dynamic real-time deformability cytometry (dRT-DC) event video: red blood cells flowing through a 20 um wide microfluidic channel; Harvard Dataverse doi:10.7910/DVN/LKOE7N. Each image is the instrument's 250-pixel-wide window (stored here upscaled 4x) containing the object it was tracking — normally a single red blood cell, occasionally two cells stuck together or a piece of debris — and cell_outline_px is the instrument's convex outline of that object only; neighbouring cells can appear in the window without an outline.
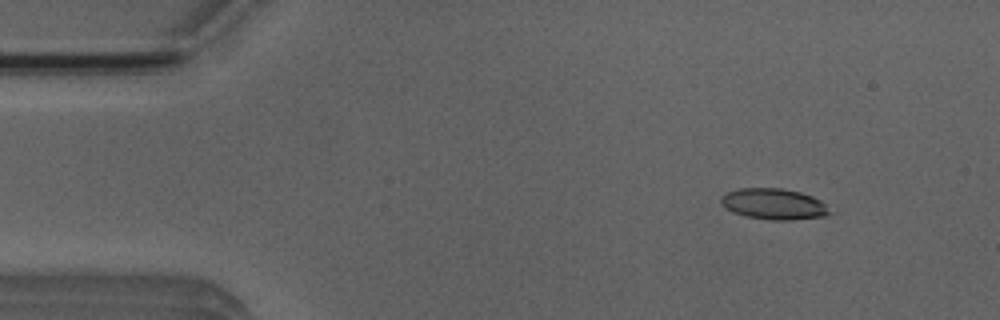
{"species": "Egyptian fruit bat (a non-hibernating species)", "species_latin": "Rousettus aegyptiacus", "temperature_condition": "room temperature", "stored_images_in_passage": 49, "camera_frame_rate_fps": 3000, "um_per_image_px": 0.085, "animal": {"sex": "male"}, "frame": {"image": 1, "passage_image": 6, "time_ms": 1.667, "image_size_px": [1000, 320], "cell_outline_px": [[832, 212], [824, 216], [792, 220], [772, 220], [744, 216], [732, 212], [720, 204], [720, 196], [728, 192], [740, 188], [780, 188], [800, 192], [812, 196], [820, 200]], "centroid_in_image_um": [65.74, 17.34], "position_along_channel_um": 19.3, "area_um2": 19.65}}
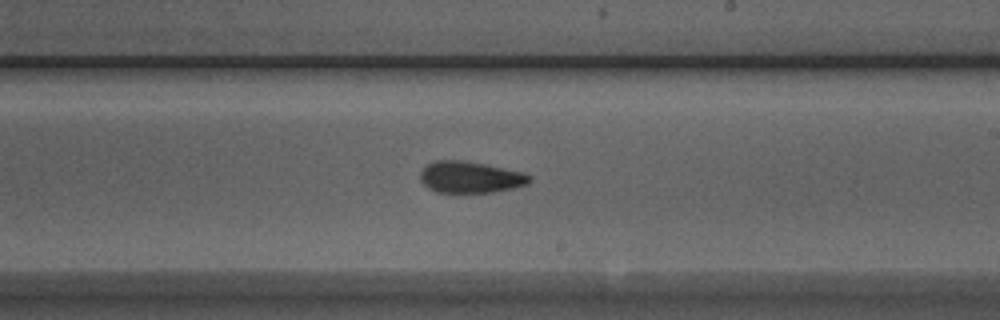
{"frame": {"image": 2, "passage_image": 30, "time_ms": 9.667, "image_size_px": [1000, 320], "cell_outline_px": [[532, 180], [528, 184], [512, 188], [492, 192], [436, 192], [428, 188], [420, 180], [420, 172], [428, 164], [436, 160], [464, 160], [524, 172], [532, 176]], "centroid_in_image_um": [39.99, 15.05], "position_along_channel_um": 249.0, "area_um2": 20.06}}
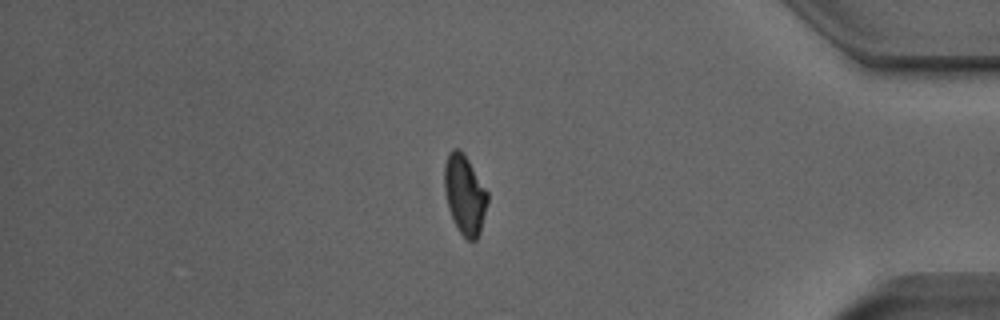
{"frame": {"image": 3, "passage_image": 44, "time_ms": 14.333, "image_size_px": [1000, 320], "cell_outline_px": [[488, 200], [480, 232], [476, 240], [468, 240], [460, 232], [452, 220], [448, 208], [444, 192], [444, 164], [448, 152], [452, 148], [460, 148], [468, 160], [488, 192]], "centroid_in_image_um": [39.47, 16.52], "position_along_channel_um": 395.7, "area_um2": 20.06}}